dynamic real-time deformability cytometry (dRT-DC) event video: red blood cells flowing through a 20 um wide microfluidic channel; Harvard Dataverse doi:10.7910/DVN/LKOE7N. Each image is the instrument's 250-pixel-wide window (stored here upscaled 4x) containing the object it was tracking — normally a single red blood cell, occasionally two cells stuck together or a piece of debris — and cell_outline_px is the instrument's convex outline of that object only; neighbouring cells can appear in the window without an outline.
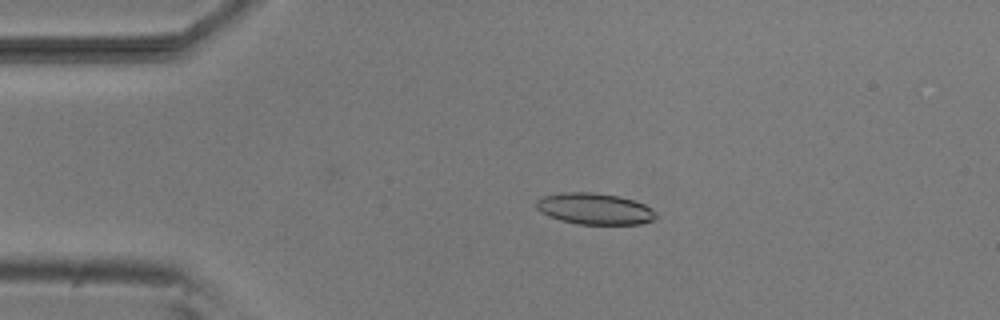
{"species": "common noctule bat (a hibernating species)", "species_latin": "Nyctalus noctula", "temperature_condition": "room temperature", "stored_images_in_passage": 50, "camera_frame_rate_fps": 3000, "um_per_image_px": 0.085, "animal": {"sex": "male", "body_mass_g": 20.5, "forearm_length_mm": 52.5}, "frame": {"image": 1, "passage_image": 10, "time_ms": 3.0, "image_size_px": [1000, 320], "cell_outline_px": [[656, 216], [652, 220], [640, 224], [580, 224], [560, 220], [548, 216], [540, 212], [536, 208], [536, 200], [544, 196], [564, 192], [592, 192], [620, 196], [644, 204], [652, 208], [656, 212]], "centroid_in_image_um": [50.53, 17.74], "position_along_channel_um": 34.5, "area_um2": 21.85}}
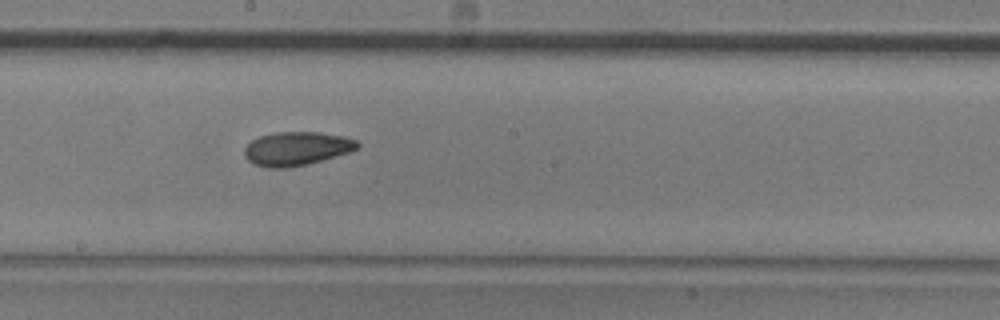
{"frame": {"image": 2, "passage_image": 28, "time_ms": 9.0, "image_size_px": [1000, 320], "cell_outline_px": [[360, 144], [356, 148], [348, 152], [308, 164], [284, 168], [268, 168], [252, 164], [244, 156], [244, 148], [252, 140], [260, 136], [276, 132], [316, 132], [344, 136], [356, 140]], "centroid_in_image_um": [25.17, 12.63], "position_along_channel_um": 223.0, "area_um2": 22.08}}
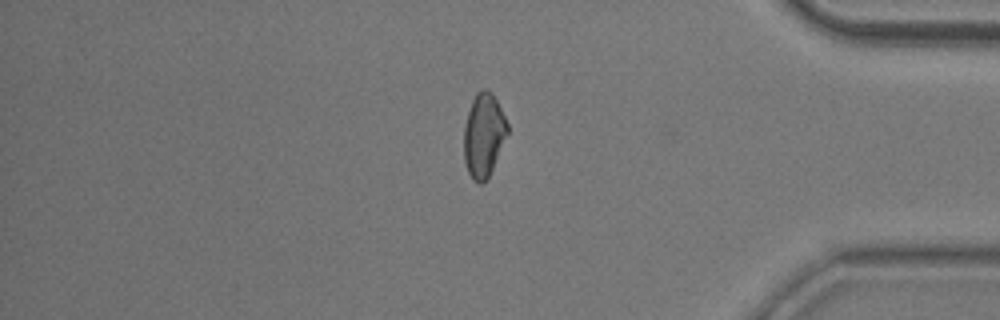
{"frame": {"image": 3, "passage_image": 44, "time_ms": 14.333, "image_size_px": [1000, 320], "cell_outline_px": [[508, 136], [488, 176], [480, 184], [472, 180], [468, 172], [464, 160], [464, 128], [468, 112], [472, 100], [476, 92], [484, 88], [492, 92], [508, 124]], "centroid_in_image_um": [41.11, 11.48], "position_along_channel_um": 394.1, "area_um2": 21.15}, "authors_computed_cell_mechanics": {"area_um2": 21.7617, "velocity_mm_per_s": 3.7124, "shape_relaxation_time_tau1_ms": null, "shape_relaxation_time_tau2_ms": 5.4109, "deformation_change_tau1": null, "deformation_change_tau2": 0.1153}}